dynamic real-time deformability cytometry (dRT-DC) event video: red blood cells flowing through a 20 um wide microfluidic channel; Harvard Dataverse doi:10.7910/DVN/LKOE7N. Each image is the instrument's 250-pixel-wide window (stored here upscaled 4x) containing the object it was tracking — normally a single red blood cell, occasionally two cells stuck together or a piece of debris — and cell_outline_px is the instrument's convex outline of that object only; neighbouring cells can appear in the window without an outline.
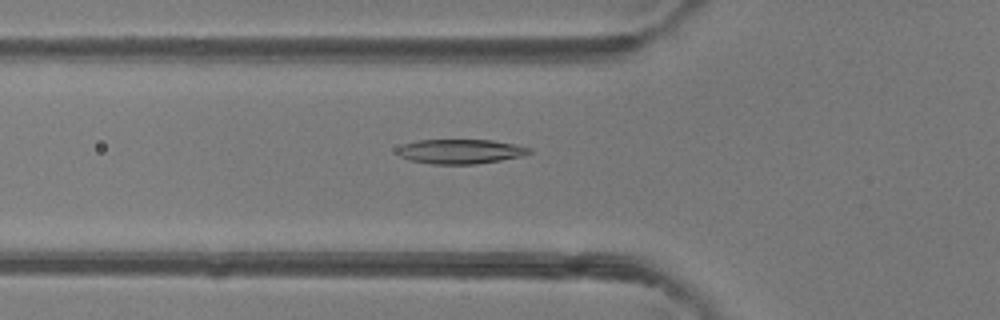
{"species": "common noctule bat (a hibernating species)", "species_latin": "Nyctalus noctula", "temperature_condition": "room temperature", "stored_images_in_passage": 50, "camera_frame_rate_fps": 3000, "um_per_image_px": 0.085, "animal": {"sex": "female"}, "frame": {"image": 1, "passage_image": 18, "time_ms": 5.667, "image_size_px": [1000, 320], "cell_outline_px": [[532, 152], [524, 156], [476, 164], [432, 164], [408, 160], [400, 156], [396, 152], [396, 148], [404, 144], [420, 140], [492, 140], [516, 144], [532, 148]], "centroid_in_image_um": [39.15, 12.87], "position_along_channel_um": 86.6, "area_um2": 19.02}}
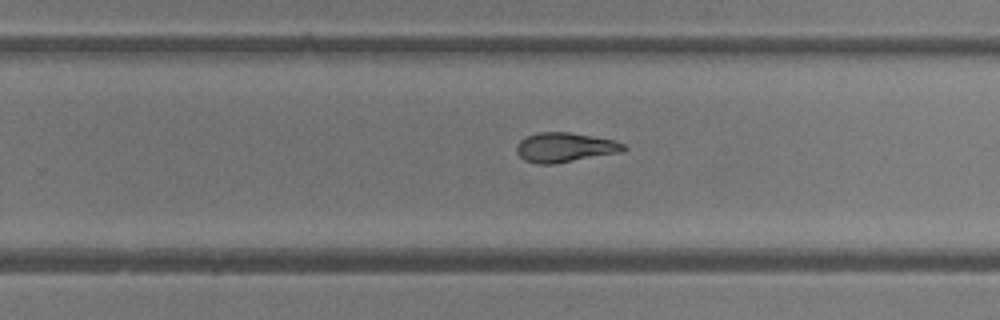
{"frame": {"image": 2, "passage_image": 32, "time_ms": 10.333, "image_size_px": [1000, 320], "cell_outline_px": [[628, 148], [620, 152], [552, 164], [536, 164], [524, 160], [516, 152], [516, 148], [520, 140], [536, 132], [568, 132], [616, 140], [624, 144]], "centroid_in_image_um": [48.0, 12.52], "position_along_channel_um": 281.8, "area_um2": 18.32}}
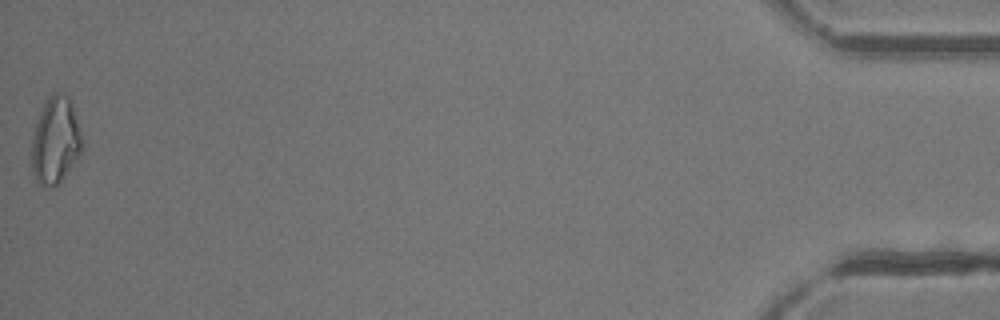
{"frame": {"image": 3, "passage_image": 50, "time_ms": 16.333, "image_size_px": [1000, 320], "cell_outline_px": [[84, 148], [60, 180], [52, 188], [44, 188], [36, 180], [32, 168], [32, 140], [36, 124], [44, 104], [48, 96], [52, 92], [60, 92], [68, 96], [84, 140]], "centroid_in_image_um": [4.72, 11.94], "position_along_channel_um": 430.5, "area_um2": 25.2}, "authors_computed_cell_mechanics": {"area_um2": 19.6231, "velocity_mm_per_s": 4.1747, "shape_relaxation_time_tau1_ms": 6.3323, "shape_relaxation_time_tau2_ms": 3.6169, "deformation_change_tau1": 0.2025, "deformation_change_tau2": 0.0976}}